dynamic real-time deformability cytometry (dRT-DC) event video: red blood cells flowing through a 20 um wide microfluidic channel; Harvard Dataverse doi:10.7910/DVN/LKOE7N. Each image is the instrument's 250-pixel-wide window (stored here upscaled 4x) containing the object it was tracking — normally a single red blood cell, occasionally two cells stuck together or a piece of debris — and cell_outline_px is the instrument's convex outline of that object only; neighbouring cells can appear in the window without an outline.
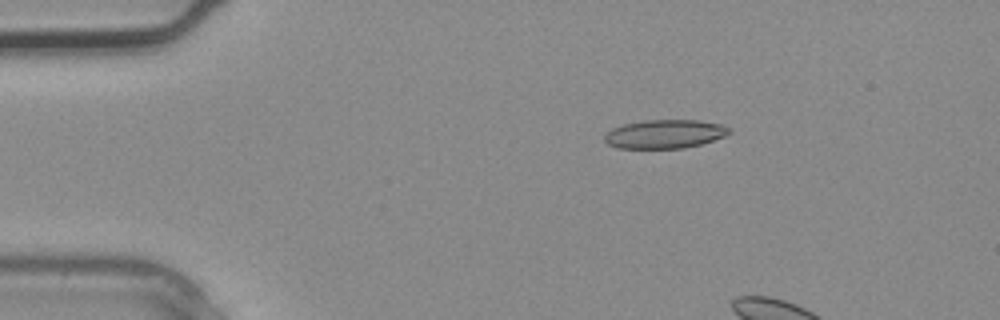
{"species": "common noctule bat (a hibernating species)", "species_latin": "Nyctalus noctula", "temperature_condition": "warm", "stored_images_in_passage": 3, "camera_frame_rate_fps": 3000, "um_per_image_px": 0.085, "animal": {"sex": "male", "body_mass_g": 20.4}, "frame": {"image": 1, "passage_image": 1, "time_ms": 0.0, "image_size_px": [1000, 320], "cell_outline_px": [[732, 132], [724, 136], [700, 144], [684, 148], [616, 148], [608, 144], [604, 140], [604, 136], [612, 128], [624, 124], [644, 120], [700, 120], [720, 124], [732, 128]], "centroid_in_image_um": [56.51, 11.38], "position_along_channel_um": 28.5, "area_um2": 20.87}}